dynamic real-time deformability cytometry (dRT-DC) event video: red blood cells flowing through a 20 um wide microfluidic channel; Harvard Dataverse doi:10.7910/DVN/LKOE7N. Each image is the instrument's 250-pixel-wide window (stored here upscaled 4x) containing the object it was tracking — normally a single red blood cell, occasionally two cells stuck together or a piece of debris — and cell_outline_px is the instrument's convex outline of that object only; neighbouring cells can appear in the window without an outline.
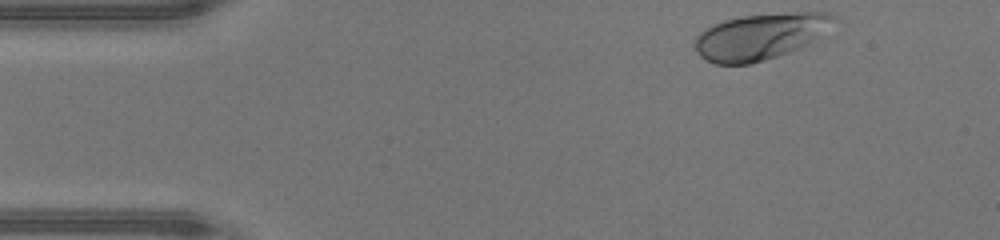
{"species": "human", "species_latin": "Homo sapiens", "temperature_condition": "warm", "stored_images_in_passage": 35, "camera_frame_rate_fps": 3000, "um_per_image_px": 0.085, "donor": {"sex": "male"}, "frame": {"image": 1, "passage_image": 1, "time_ms": 0.0, "image_size_px": [1000, 240], "cell_outline_px": [[840, 20], [808, 44], [800, 48], [764, 60], [748, 64], [716, 64], [700, 56], [696, 52], [696, 36], [704, 28], [712, 24], [724, 20], [744, 16], [796, 12], [828, 12], [836, 16]], "centroid_in_image_um": [64.66, 3.08], "position_along_channel_um": 20.3, "area_um2": 37.34}}
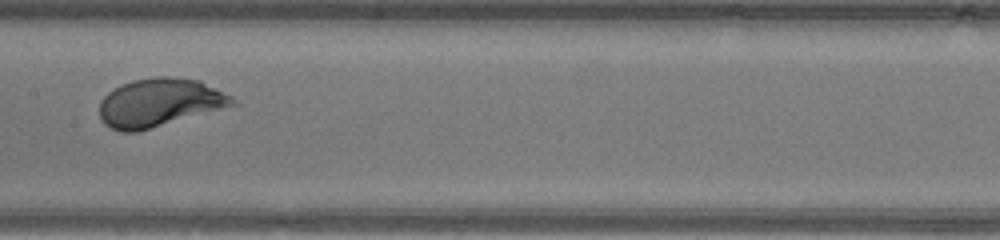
{"frame": {"image": 2, "passage_image": 19, "time_ms": 6.0, "image_size_px": [1000, 240], "cell_outline_px": [[240, 104], [136, 132], [120, 132], [104, 124], [100, 116], [100, 100], [108, 92], [120, 84], [132, 80], [156, 76], [168, 76], [200, 80], [232, 96]], "centroid_in_image_um": [13.57, 8.71], "position_along_channel_um": 193.8, "area_um2": 37.63}}
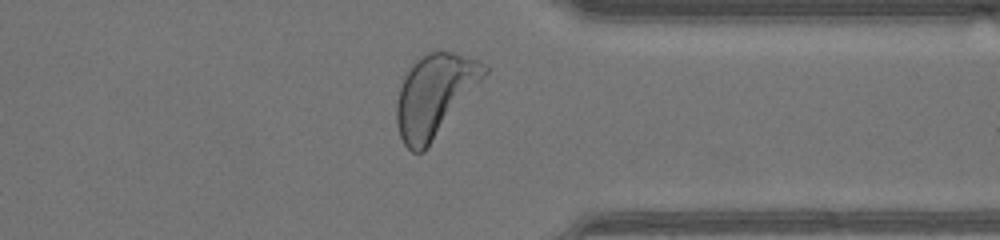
{"frame": {"image": 3, "passage_image": 32, "time_ms": 10.333, "image_size_px": [1000, 240], "cell_outline_px": [[488, 72], [424, 152], [412, 152], [404, 144], [400, 136], [396, 124], [396, 104], [400, 88], [404, 76], [412, 64], [416, 60], [428, 52], [452, 52], [480, 60], [488, 64]], "centroid_in_image_um": [36.93, 8.1], "position_along_channel_um": 374.5, "area_um2": 41.56}, "authors_computed_cell_mechanics": {"area_um2": 36.6452, "velocity_mm_per_s": 4.3091, "shape_relaxation_time_tau1_ms": 2.0856, "shape_relaxation_time_tau2_ms": null, "deformation_change_tau1": 0.1724, "deformation_change_tau2": null}}